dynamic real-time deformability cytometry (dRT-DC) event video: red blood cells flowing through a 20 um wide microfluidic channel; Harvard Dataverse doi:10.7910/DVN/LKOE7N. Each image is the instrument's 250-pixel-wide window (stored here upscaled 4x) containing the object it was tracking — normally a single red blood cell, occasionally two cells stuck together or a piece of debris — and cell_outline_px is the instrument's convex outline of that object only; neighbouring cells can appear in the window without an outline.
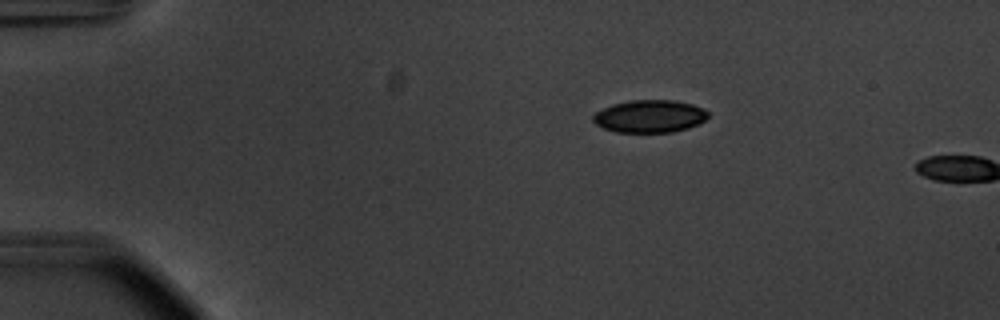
{"species": "common noctule bat (a hibernating species)", "species_latin": "Nyctalus noctula", "temperature_condition": "warm", "stored_images_in_passage": 3, "camera_frame_rate_fps": 3000, "um_per_image_px": 0.085, "animal": {"sex": "male", "body_mass_g": 20.1, "forearm_length_mm": 53.5}, "frame": {"image": 1, "passage_image": 1, "time_ms": 0.0, "image_size_px": [1000, 320], "cell_outline_px": [[708, 116], [700, 124], [688, 128], [672, 132], [616, 132], [604, 128], [596, 124], [592, 120], [592, 116], [596, 112], [612, 104], [628, 100], [672, 100], [692, 104], [704, 108], [708, 112]], "centroid_in_image_um": [55.23, 9.88], "position_along_channel_um": 29.8, "area_um2": 21.91}}